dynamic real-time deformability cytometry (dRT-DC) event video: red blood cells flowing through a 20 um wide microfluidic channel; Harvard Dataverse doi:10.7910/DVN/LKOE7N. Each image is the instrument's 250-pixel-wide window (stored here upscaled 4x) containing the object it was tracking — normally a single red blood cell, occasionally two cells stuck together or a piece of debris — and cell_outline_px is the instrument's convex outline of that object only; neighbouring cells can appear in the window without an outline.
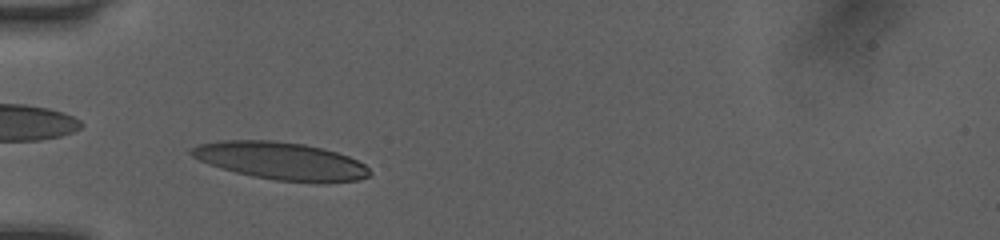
{"species": "human", "species_latin": "Homo sapiens", "temperature_condition": "room temperature", "stored_images_in_passage": 37, "camera_frame_rate_fps": 3000, "um_per_image_px": 0.085, "donor": {"sex": "female"}, "frame": {"image": 1, "passage_image": 6, "time_ms": 1.667, "image_size_px": [1000, 240], "cell_outline_px": [[372, 172], [368, 176], [356, 180], [276, 180], [252, 176], [220, 168], [208, 164], [192, 156], [188, 152], [188, 148], [196, 144], [220, 140], [272, 140], [304, 144], [336, 152], [348, 156], [364, 164]], "centroid_in_image_um": [23.74, 13.63], "position_along_channel_um": 61.3, "area_um2": 38.21}}
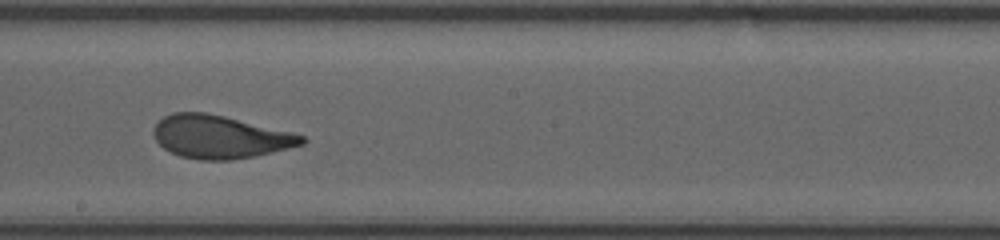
{"frame": {"image": 2, "passage_image": 19, "time_ms": 6.0, "image_size_px": [1000, 240], "cell_outline_px": [[308, 140], [304, 144], [256, 156], [232, 160], [200, 160], [180, 156], [164, 148], [156, 140], [152, 132], [152, 128], [164, 116], [172, 112], [204, 112], [224, 116], [292, 132], [304, 136]], "centroid_in_image_um": [18.7, 11.63], "position_along_channel_um": 229.5, "area_um2": 37.11}}
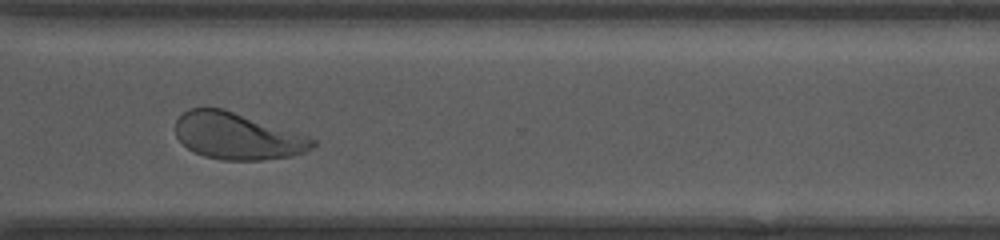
{"frame": {"image": 3, "passage_image": 28, "time_ms": 9.0, "image_size_px": [1000, 240], "cell_outline_px": [[316, 144], [312, 148], [304, 152], [292, 156], [260, 160], [224, 160], [204, 156], [188, 148], [176, 136], [176, 120], [188, 108], [224, 108], [308, 136], [316, 140]], "centroid_in_image_um": [20.18, 11.56], "position_along_channel_um": 350.4, "area_um2": 37.11}, "authors_computed_cell_mechanics": {"area_um2": 37.2232, "velocity_mm_per_s": 4.0551, "shape_relaxation_time_tau1_ms": 3.6791, "shape_relaxation_time_tau2_ms": 0.9817, "deformation_change_tau1": 0.1876, "deformation_change_tau2": 0.0827}}